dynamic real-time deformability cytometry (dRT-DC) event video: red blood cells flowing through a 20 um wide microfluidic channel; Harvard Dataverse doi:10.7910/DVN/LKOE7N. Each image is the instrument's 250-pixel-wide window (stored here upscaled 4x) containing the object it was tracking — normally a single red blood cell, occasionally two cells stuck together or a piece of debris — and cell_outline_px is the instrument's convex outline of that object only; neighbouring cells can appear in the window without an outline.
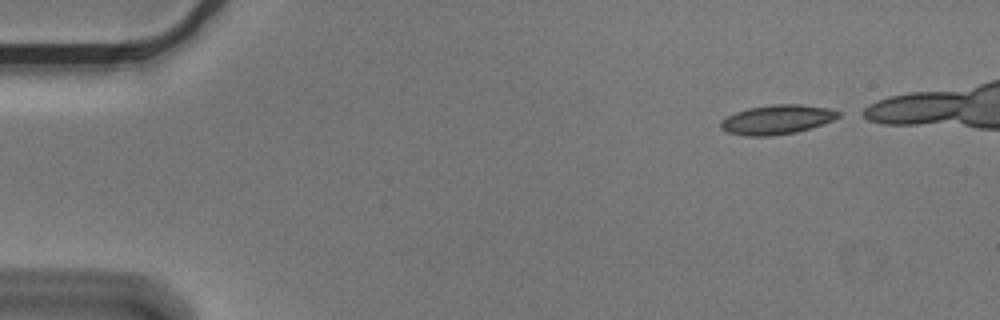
{"species": "Egyptian fruit bat (a non-hibernating species)", "species_latin": "Rousettus aegyptiacus", "temperature_condition": "cold", "stored_images_in_passage": 5, "camera_frame_rate_fps": 3000, "um_per_image_px": 0.085, "animal": {"sex": "male"}, "frame": {"image": 1, "passage_image": 1, "time_ms": 0.0, "image_size_px": [1000, 320], "cell_outline_px": [[840, 116], [832, 120], [796, 132], [772, 136], [744, 136], [728, 132], [720, 128], [720, 120], [736, 112], [748, 108], [772, 104], [800, 104], [828, 108], [840, 112]], "centroid_in_image_um": [66.0, 10.16], "position_along_channel_um": 19.0, "area_um2": 20.0}}